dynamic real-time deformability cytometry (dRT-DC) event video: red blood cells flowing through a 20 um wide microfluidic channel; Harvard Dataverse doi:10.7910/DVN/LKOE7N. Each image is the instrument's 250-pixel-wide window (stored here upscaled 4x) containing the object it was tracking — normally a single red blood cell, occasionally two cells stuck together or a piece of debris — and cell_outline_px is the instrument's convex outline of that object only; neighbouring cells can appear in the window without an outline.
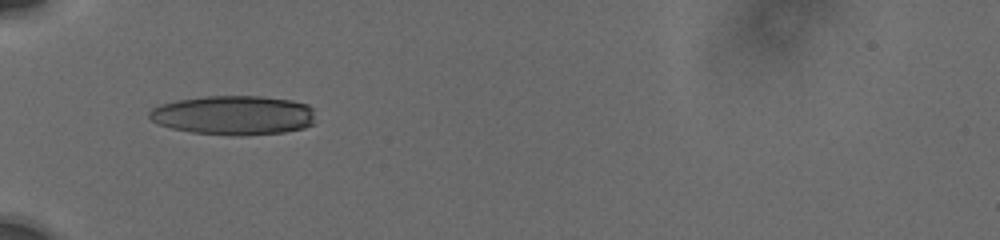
{"species": "human", "species_latin": "Homo sapiens", "temperature_condition": "cold", "stored_images_in_passage": 21, "camera_frame_rate_fps": 3000, "um_per_image_px": 0.085, "donor": {"sex": "male"}, "frame": {"image": 1, "passage_image": 1, "time_ms": 0.0, "image_size_px": [1000, 240], "cell_outline_px": [[312, 124], [304, 128], [284, 132], [244, 136], [232, 136], [192, 132], [172, 128], [156, 124], [148, 116], [148, 112], [152, 108], [160, 104], [176, 100], [204, 96], [260, 96], [292, 100], [308, 104], [312, 108]], "centroid_in_image_um": [19.82, 9.79], "position_along_channel_um": 65.2, "area_um2": 38.32}}
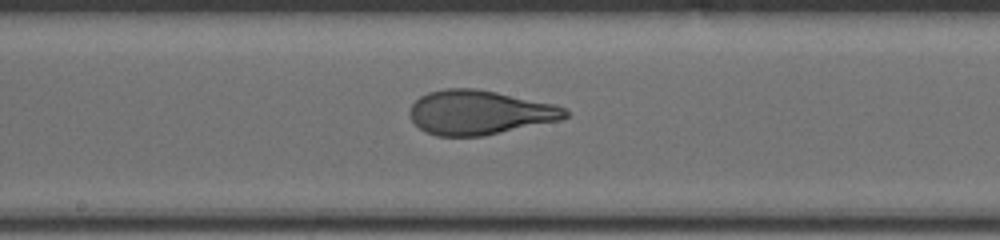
{"frame": {"image": 2, "passage_image": 7, "time_ms": 4.0, "image_size_px": [1000, 240], "cell_outline_px": [[568, 116], [560, 120], [484, 136], [436, 136], [420, 128], [412, 120], [408, 112], [412, 104], [420, 96], [428, 92], [444, 88], [476, 88], [496, 92], [552, 104], [564, 108], [568, 112]], "centroid_in_image_um": [40.72, 9.56], "position_along_channel_um": 207.5, "area_um2": 39.94}}
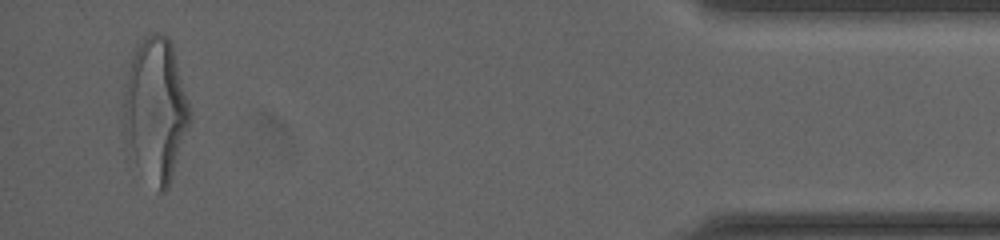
{"frame": {"image": 3, "passage_image": 19, "time_ms": 11.333, "image_size_px": [1000, 240], "cell_outline_px": [[192, 120], [168, 188], [164, 192], [160, 192], [136, 164], [124, 124], [124, 100], [128, 76], [132, 56], [140, 40], [144, 36], [152, 32], [160, 32], [172, 44], [192, 112]], "centroid_in_image_um": [13.29, 9.29], "position_along_channel_um": 421.9, "area_um2": 54.39}, "authors_computed_cell_mechanics": {"area_um2": 40.2288, "velocity_mm_per_s": 3.753, "shape_relaxation_time_tau1_ms": 5.0682, "shape_relaxation_time_tau2_ms": null, "deformation_change_tau1": 0.1863, "deformation_change_tau2": null}}